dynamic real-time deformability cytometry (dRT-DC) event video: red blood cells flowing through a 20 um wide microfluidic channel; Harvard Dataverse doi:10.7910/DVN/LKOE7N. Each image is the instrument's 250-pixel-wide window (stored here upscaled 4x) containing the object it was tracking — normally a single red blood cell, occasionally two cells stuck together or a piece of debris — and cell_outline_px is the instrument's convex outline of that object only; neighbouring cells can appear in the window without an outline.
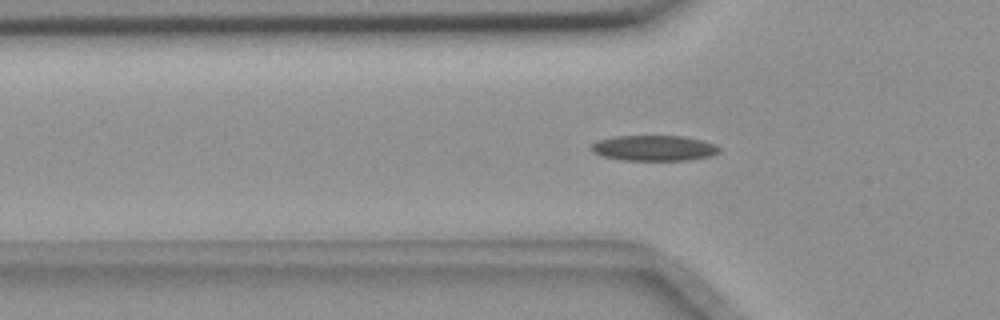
{"species": "common noctule bat (a hibernating species)", "species_latin": "Nyctalus noctula", "temperature_condition": "room temperature", "stored_images_in_passage": 51, "camera_frame_rate_fps": 3000, "um_per_image_px": 0.085, "animal": {"sex": "female", "body_mass_g": 18.4}, "frame": {"image": 1, "passage_image": 12, "time_ms": 3.667, "image_size_px": [1000, 320], "cell_outline_px": [[720, 152], [712, 156], [688, 160], [620, 160], [600, 156], [592, 152], [588, 148], [596, 140], [616, 136], [684, 136], [700, 140], [712, 144], [720, 148]], "centroid_in_image_um": [55.52, 12.59], "position_along_channel_um": 70.3, "area_um2": 19.19}}
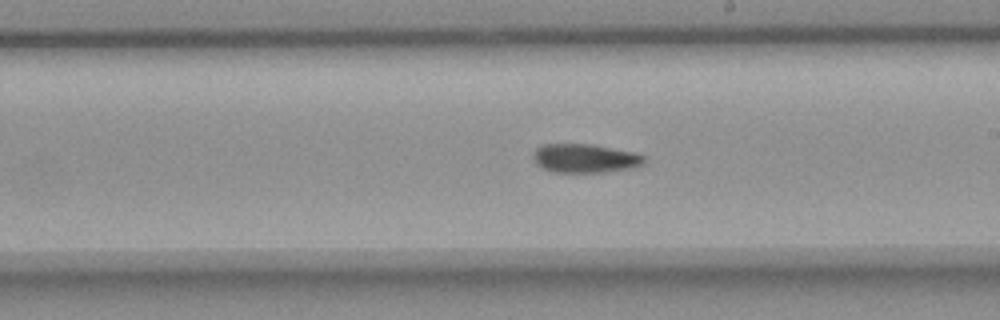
{"frame": {"image": 2, "passage_image": 26, "time_ms": 8.333, "image_size_px": [1000, 320], "cell_outline_px": [[644, 160], [640, 164], [632, 168], [604, 172], [552, 172], [536, 164], [536, 148], [544, 144], [592, 144], [632, 152], [644, 156]], "centroid_in_image_um": [49.72, 13.46], "position_along_channel_um": 239.3, "area_um2": 18.21}}
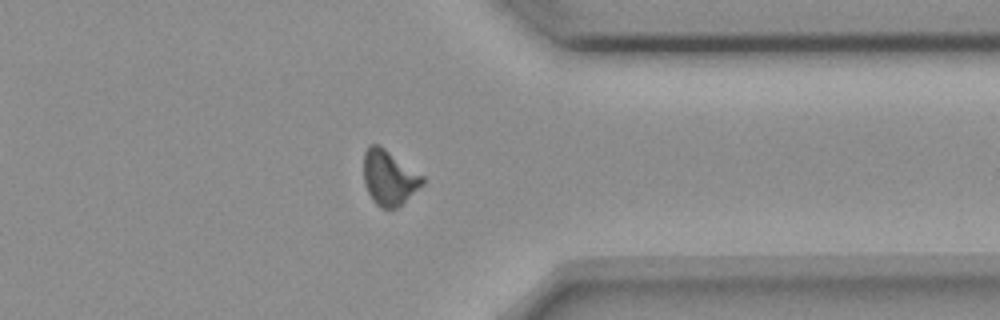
{"frame": {"image": 3, "passage_image": 38, "time_ms": 12.333, "image_size_px": [1000, 320], "cell_outline_px": [[424, 184], [396, 208], [380, 208], [372, 200], [364, 184], [364, 152], [368, 144], [376, 144], [384, 148], [424, 176]], "centroid_in_image_um": [33.06, 15.1], "position_along_channel_um": 378.3, "area_um2": 18.73}, "authors_computed_cell_mechanics": {"area_um2": 18.7272, "velocity_mm_per_s": 3.6296, "shape_relaxation_time_tau1_ms": 9.0368, "shape_relaxation_time_tau2_ms": 9.459, "deformation_change_tau1": 0.1858, "deformation_change_tau2": 0.1642}}